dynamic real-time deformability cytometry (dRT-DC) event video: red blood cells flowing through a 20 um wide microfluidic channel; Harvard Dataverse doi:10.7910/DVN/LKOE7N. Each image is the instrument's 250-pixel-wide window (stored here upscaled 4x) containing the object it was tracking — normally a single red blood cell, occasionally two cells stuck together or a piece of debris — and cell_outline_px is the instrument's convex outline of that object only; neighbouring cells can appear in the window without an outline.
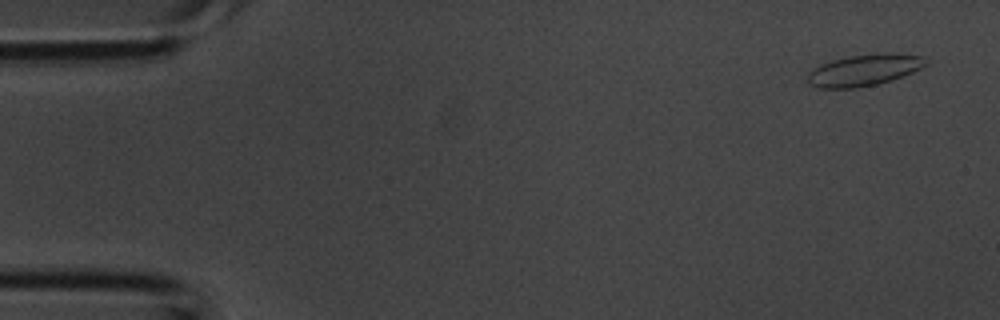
{"species": "common noctule bat (a hibernating species)", "species_latin": "Nyctalus noctula", "temperature_condition": "room temperature", "stored_images_in_passage": 4, "camera_frame_rate_fps": 3000, "um_per_image_px": 0.085, "animal": {"sex": "male", "body_mass_g": 20.1, "forearm_length_mm": 53.5}, "frame": {"image": 1, "passage_image": 1, "time_ms": 0.0, "image_size_px": [1000, 320], "cell_outline_px": [[928, 64], [912, 72], [876, 84], [856, 88], [820, 88], [808, 84], [808, 72], [832, 60], [848, 56], [884, 52], [892, 52], [924, 56], [928, 60]], "centroid_in_image_um": [73.48, 5.94], "position_along_channel_um": 11.5, "area_um2": 21.56}}